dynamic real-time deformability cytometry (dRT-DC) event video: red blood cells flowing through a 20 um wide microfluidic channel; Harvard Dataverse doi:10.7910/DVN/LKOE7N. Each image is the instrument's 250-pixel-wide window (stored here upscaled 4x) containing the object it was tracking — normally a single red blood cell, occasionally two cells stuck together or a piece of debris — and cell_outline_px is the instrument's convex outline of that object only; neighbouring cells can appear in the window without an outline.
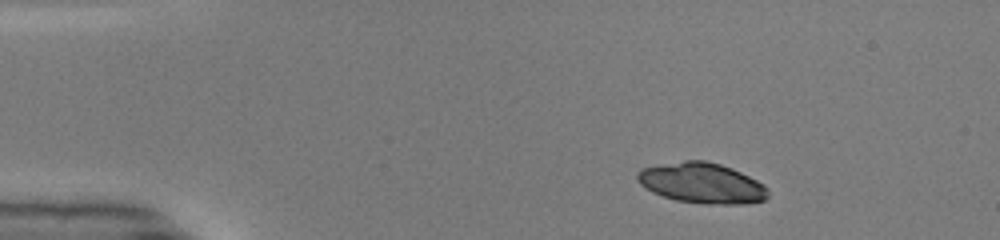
{"species": "common noctule bat (a hibernating species)", "species_latin": "Nyctalus noctula", "temperature_condition": "warm", "stored_images_in_passage": 42, "camera_frame_rate_fps": 3000, "um_per_image_px": 0.085, "animal": {"sex": "male", "body_mass_g": 19.0, "forearm_length_mm": 50.8}, "frame": {"image": 1, "passage_image": 1, "time_ms": 0.0, "image_size_px": [1000, 240], "cell_outline_px": [[764, 200], [680, 200], [664, 196], [648, 188], [640, 180], [640, 172], [644, 168], [692, 160], [700, 160], [716, 164], [728, 168], [760, 184], [764, 188]], "centroid_in_image_um": [59.54, 15.49], "position_along_channel_um": 25.5, "area_um2": 26.88}}